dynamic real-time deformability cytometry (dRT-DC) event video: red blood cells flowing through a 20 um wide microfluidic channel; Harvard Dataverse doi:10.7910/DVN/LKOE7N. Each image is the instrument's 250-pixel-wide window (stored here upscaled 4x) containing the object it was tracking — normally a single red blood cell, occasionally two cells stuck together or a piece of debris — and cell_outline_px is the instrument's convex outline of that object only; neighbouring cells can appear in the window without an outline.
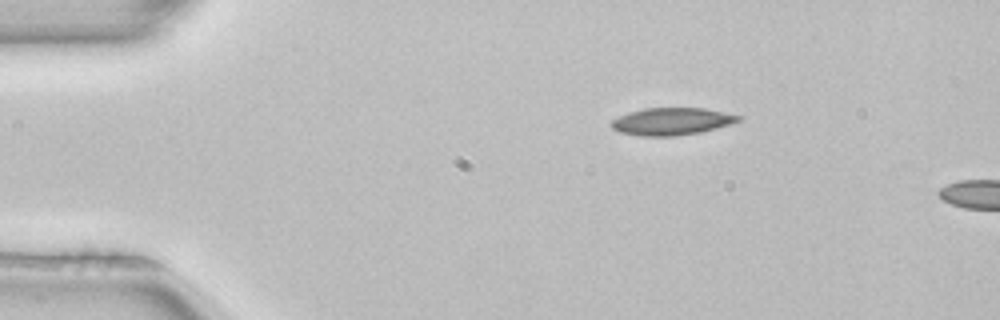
{"species": "common noctule bat (a hibernating species)", "species_latin": "Nyctalus noctula", "temperature_condition": "room temperature", "stored_images_in_passage": 4, "camera_frame_rate_fps": 3000, "um_per_image_px": 0.085, "animal": {"sex": "female", "body_mass_g": 22.7, "forearm_length_mm": 54.2}, "frame": {"image": 1, "passage_image": 4, "time_ms": 1.0, "image_size_px": [1000, 320], "cell_outline_px": [[744, 116], [740, 120], [728, 124], [700, 132], [672, 136], [644, 136], [620, 132], [612, 128], [608, 124], [612, 120], [628, 112], [644, 108], [704, 108]], "centroid_in_image_um": [57.07, 10.31], "position_along_channel_um": 27.9, "area_um2": 20.06}}